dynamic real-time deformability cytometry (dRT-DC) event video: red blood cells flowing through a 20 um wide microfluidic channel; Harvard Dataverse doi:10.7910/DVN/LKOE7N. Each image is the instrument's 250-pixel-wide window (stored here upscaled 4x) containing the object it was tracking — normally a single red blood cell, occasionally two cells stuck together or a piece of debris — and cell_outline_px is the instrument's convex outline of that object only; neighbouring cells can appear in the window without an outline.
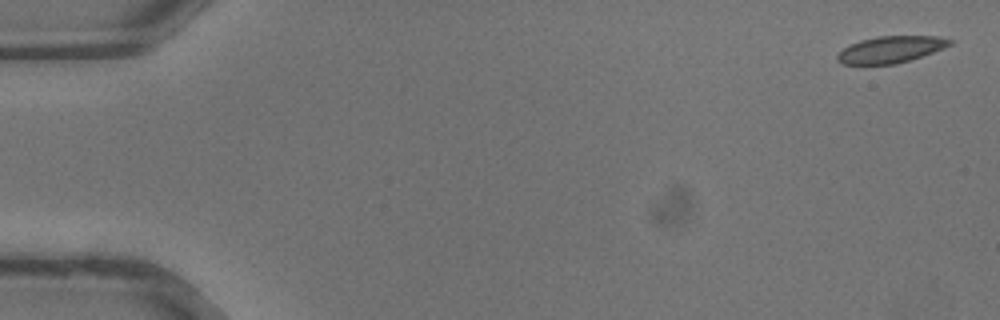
{"species": "common noctule bat (a hibernating species)", "species_latin": "Nyctalus noctula", "temperature_condition": "warm", "stored_images_in_passage": 36, "camera_frame_rate_fps": 3000, "um_per_image_px": 0.085, "animal": {"sex": "male", "body_mass_g": 13.3}, "frame": {"image": 1, "passage_image": 1, "time_ms": 0.0, "image_size_px": [1000, 320], "cell_outline_px": [[956, 40], [952, 44], [944, 48], [896, 64], [844, 64], [836, 60], [836, 56], [844, 48], [860, 40], [876, 36], [936, 36]], "centroid_in_image_um": [75.73, 4.19], "position_along_channel_um": 9.3, "area_um2": 17.34}}
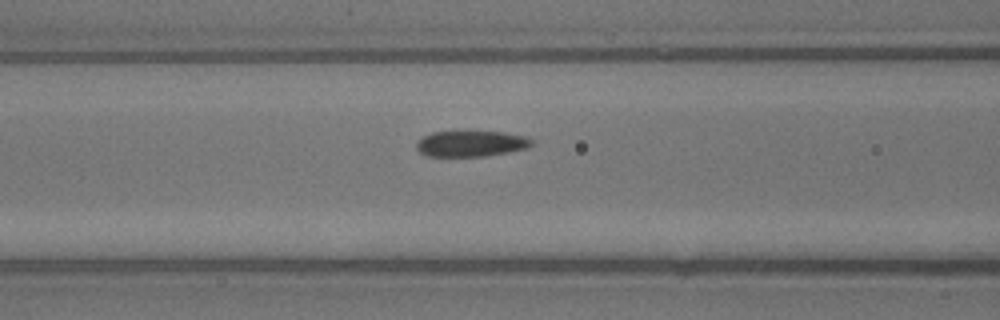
{"frame": {"image": 2, "passage_image": 15, "time_ms": 4.667, "image_size_px": [1000, 320], "cell_outline_px": [[536, 144], [528, 148], [488, 156], [424, 156], [416, 148], [416, 144], [424, 136], [432, 132], [504, 132], [524, 136], [532, 140]], "centroid_in_image_um": [40.07, 12.22], "position_along_channel_um": 126.5, "area_um2": 17.34}}
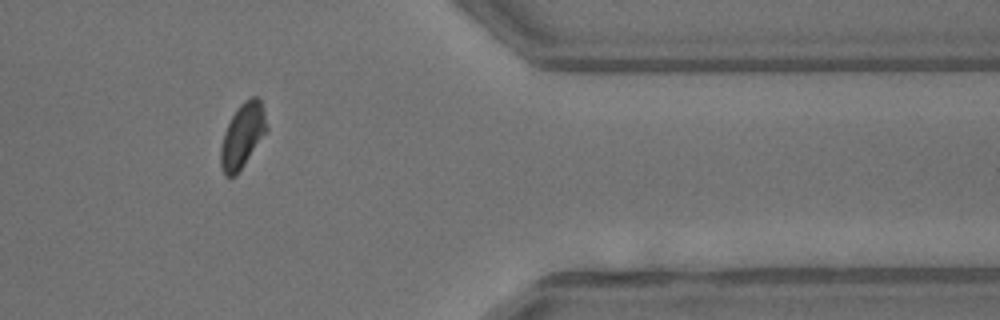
{"frame": {"image": 3, "passage_image": 30, "time_ms": 9.667, "image_size_px": [1000, 320], "cell_outline_px": [[268, 132], [236, 176], [224, 176], [220, 168], [220, 148], [224, 132], [236, 108], [244, 100], [252, 96], [256, 96], [260, 100], [264, 112], [268, 128]], "centroid_in_image_um": [20.62, 11.55], "position_along_channel_um": 390.8, "area_um2": 17.57}}